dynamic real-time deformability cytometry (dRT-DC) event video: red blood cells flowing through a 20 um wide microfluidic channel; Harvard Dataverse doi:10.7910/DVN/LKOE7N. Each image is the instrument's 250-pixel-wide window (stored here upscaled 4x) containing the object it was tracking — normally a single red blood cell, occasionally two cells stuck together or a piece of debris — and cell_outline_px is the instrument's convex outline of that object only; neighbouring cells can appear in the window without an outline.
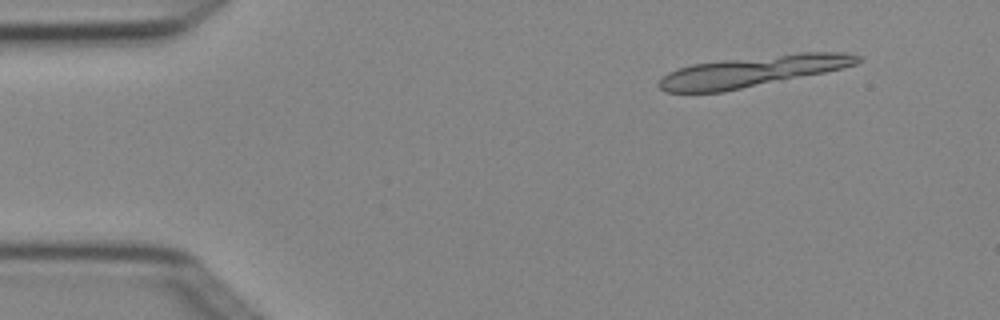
{"species": "Egyptian fruit bat (a non-hibernating species)", "species_latin": "Rousettus aegyptiacus", "temperature_condition": "cold", "stored_images_in_passage": 4, "camera_frame_rate_fps": 3000, "um_per_image_px": 0.085, "animal": {"sex": "female"}, "frame": {"image": 1, "passage_image": 2, "time_ms": 0.333, "image_size_px": [1000, 320], "cell_outline_px": [[864, 60], [856, 64], [844, 68], [724, 92], [664, 92], [656, 84], [668, 72], [676, 68], [692, 64], [724, 60], [800, 52], [844, 52], [864, 56]], "centroid_in_image_um": [63.99, 6.05], "position_along_channel_um": 21.0, "area_um2": 35.78}}